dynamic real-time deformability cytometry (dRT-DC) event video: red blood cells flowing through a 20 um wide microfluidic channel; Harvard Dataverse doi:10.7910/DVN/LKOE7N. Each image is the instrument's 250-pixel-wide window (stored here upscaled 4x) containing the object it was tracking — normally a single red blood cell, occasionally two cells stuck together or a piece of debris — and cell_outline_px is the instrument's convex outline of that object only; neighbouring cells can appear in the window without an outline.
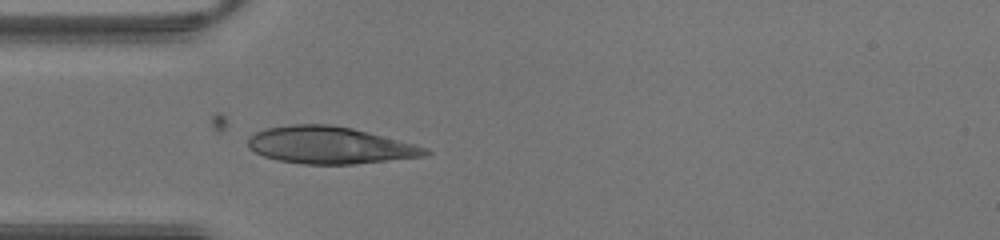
{"species": "human", "species_latin": "Homo sapiens", "temperature_condition": "warm", "stored_images_in_passage": 31, "camera_frame_rate_fps": 3000, "um_per_image_px": 0.085, "donor": {"sex": "male"}, "frame": {"image": 1, "passage_image": 1, "time_ms": 0.0, "image_size_px": [1000, 240], "cell_outline_px": [[432, 152], [428, 156], [356, 164], [304, 164], [280, 160], [264, 156], [248, 148], [248, 140], [256, 132], [268, 128], [292, 124], [328, 124], [352, 128], [368, 132], [428, 148]], "centroid_in_image_um": [28.07, 12.35], "position_along_channel_um": 56.9, "area_um2": 38.09}}
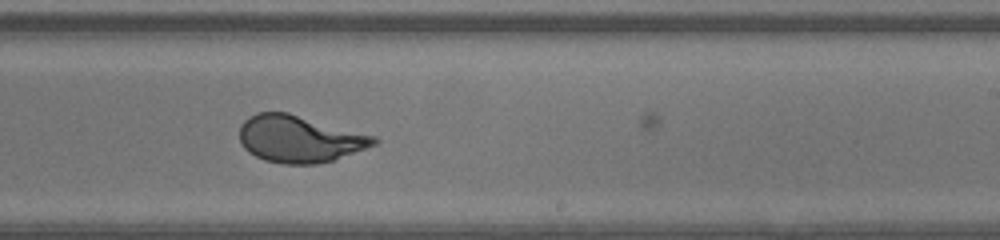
{"frame": {"image": 2, "passage_image": 14, "time_ms": 4.333, "image_size_px": [1000, 240], "cell_outline_px": [[380, 140], [376, 144], [332, 160], [316, 164], [284, 164], [264, 160], [248, 152], [244, 148], [240, 140], [240, 124], [248, 116], [256, 112], [288, 112], [376, 136]], "centroid_in_image_um": [25.43, 11.79], "position_along_channel_um": 263.6, "area_um2": 36.76}}
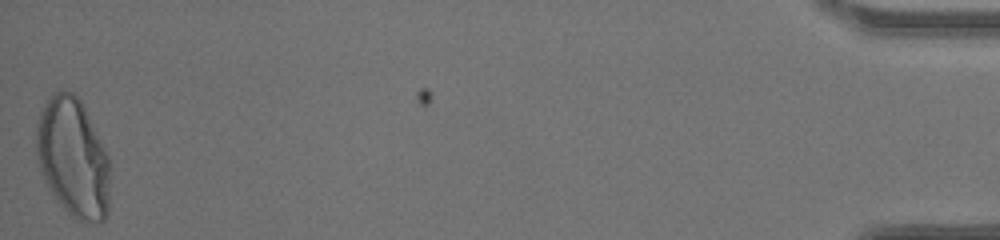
{"frame": {"image": 3, "passage_image": 31, "time_ms": 10.0, "image_size_px": [1000, 240], "cell_outline_px": [[108, 212], [104, 220], [100, 224], [92, 224], [80, 220], [72, 216], [60, 204], [48, 188], [40, 172], [36, 152], [36, 124], [40, 112], [48, 100], [56, 92], [72, 92], [80, 100], [108, 156]], "centroid_in_image_um": [6.19, 13.46], "position_along_channel_um": 429.0, "area_um2": 50.58}}